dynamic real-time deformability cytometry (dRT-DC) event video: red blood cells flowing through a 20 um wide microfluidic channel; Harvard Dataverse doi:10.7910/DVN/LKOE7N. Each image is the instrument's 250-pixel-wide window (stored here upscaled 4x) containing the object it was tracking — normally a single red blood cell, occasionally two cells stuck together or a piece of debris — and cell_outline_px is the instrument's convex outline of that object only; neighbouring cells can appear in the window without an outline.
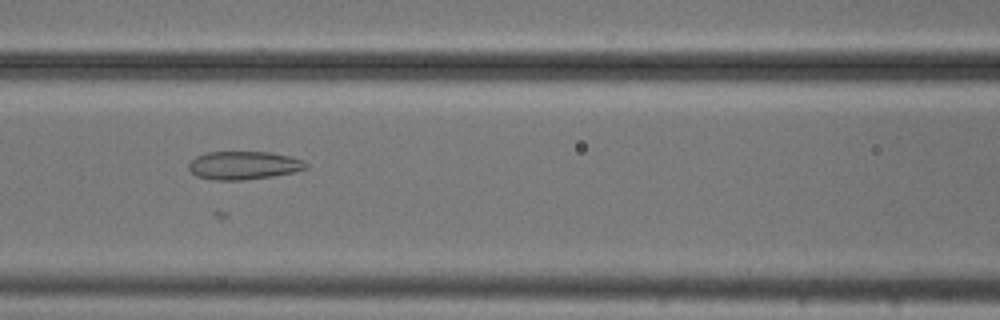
{"species": "common noctule bat (a hibernating species)", "species_latin": "Nyctalus noctula", "temperature_condition": "cold", "stored_images_in_passage": 23, "camera_frame_rate_fps": 3000, "um_per_image_px": 0.085, "animal": {"sex": "male", "body_mass_g": 20.5, "forearm_length_mm": 52.5}, "frame": {"image": 1, "passage_image": 12, "time_ms": 3.667, "image_size_px": [1000, 320], "cell_outline_px": [[308, 168], [292, 172], [272, 176], [240, 180], [212, 180], [196, 176], [188, 168], [188, 164], [196, 156], [208, 152], [268, 152], [292, 156], [308, 164]], "centroid_in_image_um": [20.69, 14.05], "position_along_channel_um": 145.9, "area_um2": 19.19}}